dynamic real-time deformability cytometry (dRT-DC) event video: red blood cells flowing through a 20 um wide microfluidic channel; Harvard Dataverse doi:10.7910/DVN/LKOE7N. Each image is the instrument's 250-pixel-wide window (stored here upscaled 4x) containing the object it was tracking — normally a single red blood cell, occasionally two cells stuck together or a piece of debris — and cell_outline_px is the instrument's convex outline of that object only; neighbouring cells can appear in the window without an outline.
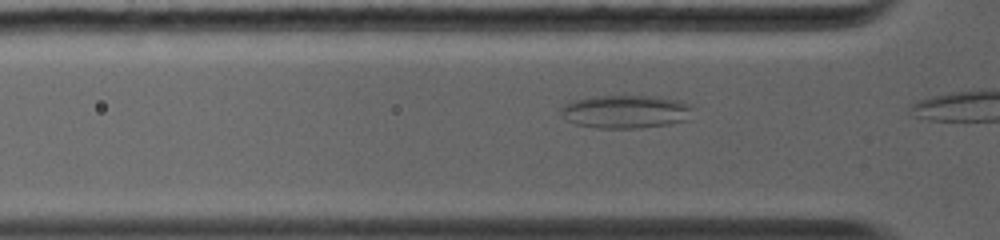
{"species": "common noctule bat (a hibernating species)", "species_latin": "Nyctalus noctula", "temperature_condition": "warm", "stored_images_in_passage": 19, "camera_frame_rate_fps": 5000, "um_per_image_px": 0.085, "animal": {"sex": "female", "body_mass_g": 19.0, "forearm_length_mm": 56.7}, "frame": {"image": 1, "passage_image": 8, "time_ms": 0.8, "image_size_px": [1000, 240], "cell_outline_px": [[692, 108], [688, 120], [668, 124], [636, 128], [596, 128], [576, 124], [560, 116], [560, 108], [564, 104], [576, 100], [592, 96], [660, 96], [680, 100], [688, 104]], "centroid_in_image_um": [53.17, 9.48], "position_along_channel_um": 72.6, "area_um2": 25.61}}
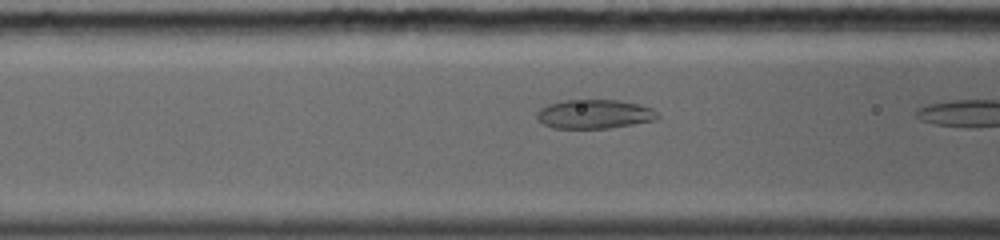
{"frame": {"image": 2, "passage_image": 17, "time_ms": 1.8, "image_size_px": [1000, 240], "cell_outline_px": [[660, 116], [656, 120], [608, 128], [556, 128], [544, 124], [536, 116], [536, 112], [540, 108], [548, 104], [564, 100], [620, 100], [640, 104], [652, 108]], "centroid_in_image_um": [50.54, 9.69], "position_along_channel_um": 116.1, "area_um2": 20.4}}